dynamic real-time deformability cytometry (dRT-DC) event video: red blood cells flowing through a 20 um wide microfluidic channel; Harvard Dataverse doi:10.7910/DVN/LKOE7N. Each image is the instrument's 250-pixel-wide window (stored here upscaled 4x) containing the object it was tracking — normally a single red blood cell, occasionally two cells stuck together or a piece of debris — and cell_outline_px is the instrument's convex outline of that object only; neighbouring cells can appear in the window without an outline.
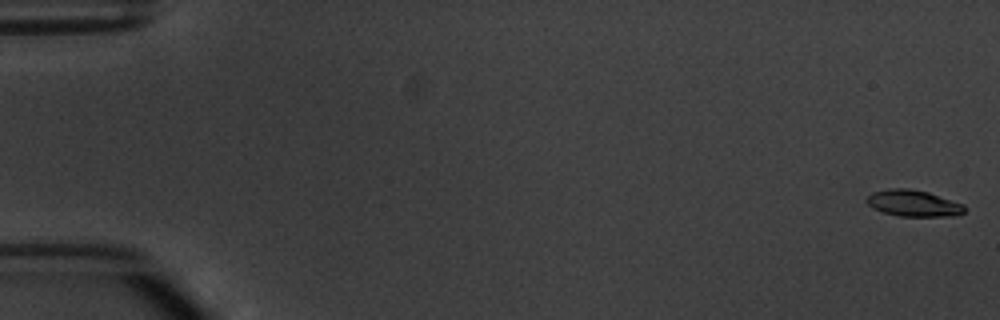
{"species": "common noctule bat (a hibernating species)", "species_latin": "Nyctalus noctula", "temperature_condition": "warm", "stored_images_in_passage": 5, "camera_frame_rate_fps": 3000, "um_per_image_px": 0.085, "animal": {"sex": "male", "body_mass_g": 20.1, "forearm_length_mm": 53.5}, "frame": {"image": 1, "passage_image": 1, "time_ms": 0.0, "image_size_px": [1000, 320], "cell_outline_px": [[968, 208], [964, 212], [956, 216], [900, 216], [884, 212], [872, 208], [864, 200], [872, 192], [888, 188], [908, 188], [928, 192], [964, 204]], "centroid_in_image_um": [77.65, 17.27], "position_along_channel_um": 7.4, "area_um2": 15.2}}
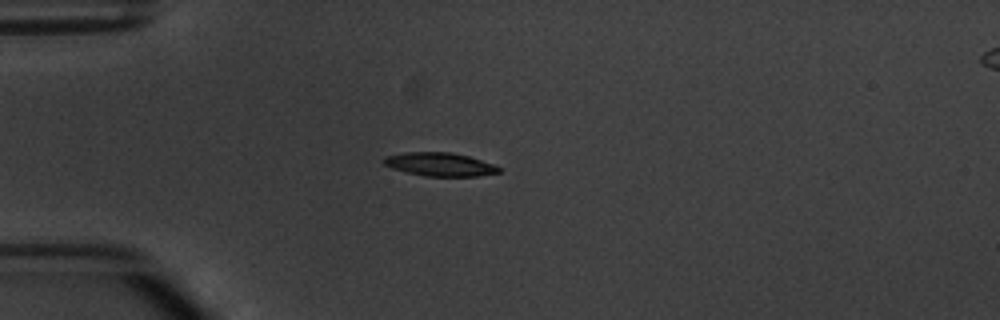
{"frame": {"image": 2, "passage_image": 5, "time_ms": 4.667, "image_size_px": [1000, 320], "cell_outline_px": [[500, 172], [476, 176], [424, 176], [392, 168], [384, 164], [380, 160], [384, 156], [404, 152], [452, 152], [468, 156], [496, 164], [500, 168]], "centroid_in_image_um": [37.37, 13.96], "position_along_channel_um": 47.6, "area_um2": 15.84}}